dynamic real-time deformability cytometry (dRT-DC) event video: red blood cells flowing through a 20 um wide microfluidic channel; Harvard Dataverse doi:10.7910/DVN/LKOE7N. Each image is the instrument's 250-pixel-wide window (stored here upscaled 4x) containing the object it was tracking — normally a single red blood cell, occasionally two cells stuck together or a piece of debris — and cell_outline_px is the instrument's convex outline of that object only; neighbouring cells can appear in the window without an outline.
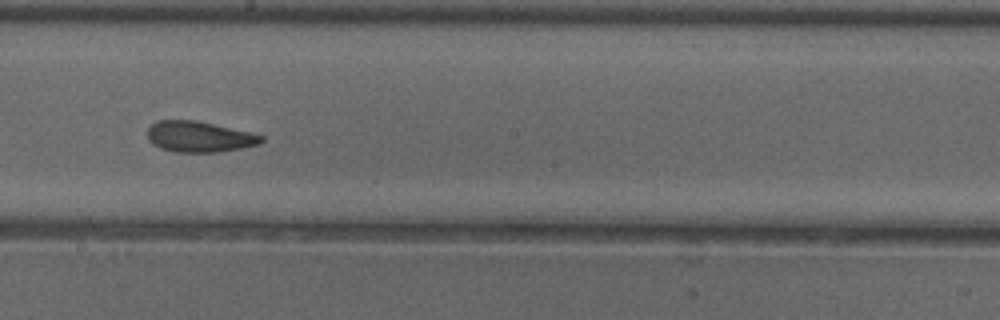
{"species": "common noctule bat (a hibernating species)", "species_latin": "Nyctalus noctula", "temperature_condition": "cold", "stored_images_in_passage": 40, "camera_frame_rate_fps": 3000, "um_per_image_px": 0.085, "animal": {"sex": "female"}, "frame": {"image": 1, "passage_image": 18, "time_ms": 5.667, "image_size_px": [1000, 320], "cell_outline_px": [[264, 140], [260, 144], [220, 152], [176, 152], [160, 148], [152, 144], [148, 140], [148, 128], [156, 120], [196, 120], [248, 132], [264, 136]], "centroid_in_image_um": [16.91, 11.62], "position_along_channel_um": 231.3, "area_um2": 20.4}, "authors_computed_cell_mechanics": {"area_um2": 20.4034, "velocity_mm_per_s": 3.8366, "shape_relaxation_time_tau1_ms": null, "shape_relaxation_time_tau2_ms": 2.388, "deformation_change_tau1": null, "deformation_change_tau2": 0.0866}}